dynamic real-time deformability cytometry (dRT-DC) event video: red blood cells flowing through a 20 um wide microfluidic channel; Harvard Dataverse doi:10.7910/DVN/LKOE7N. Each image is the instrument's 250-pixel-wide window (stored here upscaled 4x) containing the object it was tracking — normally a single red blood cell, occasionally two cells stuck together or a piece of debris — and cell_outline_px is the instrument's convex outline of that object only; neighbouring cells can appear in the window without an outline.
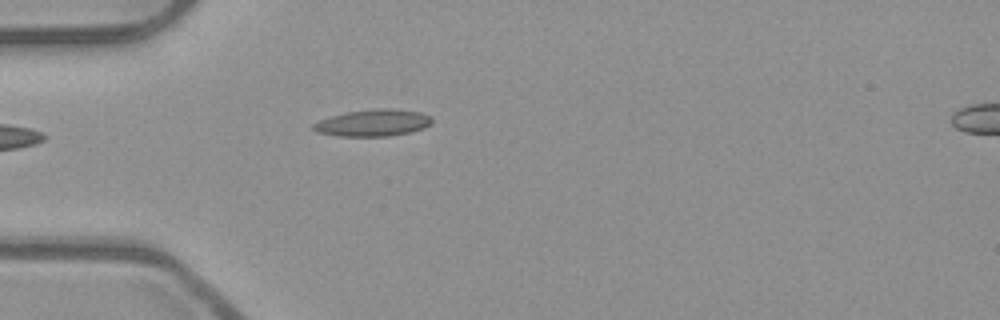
{"species": "common noctule bat (a hibernating species)", "species_latin": "Nyctalus noctula", "temperature_condition": "room temperature", "stored_images_in_passage": 8, "camera_frame_rate_fps": 3000, "um_per_image_px": 0.085, "animal": {"sex": "male", "body_mass_g": 23.1, "forearm_length_mm": 52.7}, "frame": {"image": 1, "passage_image": 1, "time_ms": 0.0, "image_size_px": [1000, 320], "cell_outline_px": [[432, 124], [424, 128], [408, 132], [388, 136], [340, 136], [316, 132], [312, 128], [312, 124], [320, 120], [332, 116], [348, 112], [384, 108], [420, 112], [428, 116], [432, 120]], "centroid_in_image_um": [31.69, 10.45], "position_along_channel_um": 53.3, "area_um2": 18.15}}
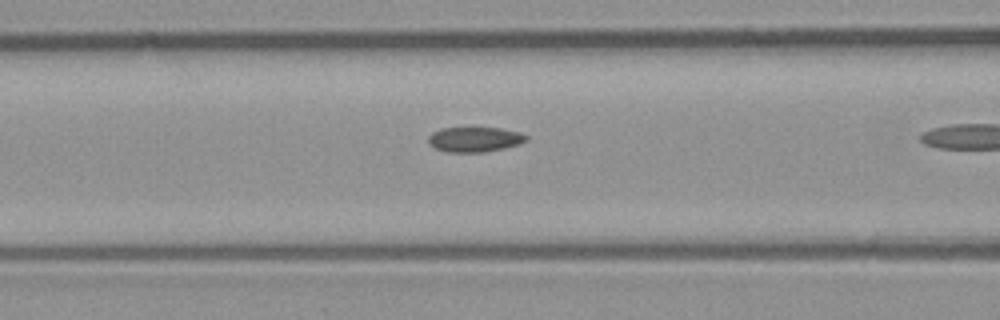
{"frame": {"image": 2, "passage_image": 4, "time_ms": 1.0, "image_size_px": [1000, 320], "cell_outline_px": [[528, 140], [520, 144], [504, 148], [484, 152], [448, 152], [436, 148], [428, 144], [428, 136], [432, 132], [440, 128], [500, 128], [520, 132], [528, 136]], "centroid_in_image_um": [40.35, 11.85], "position_along_channel_um": 126.2, "area_um2": 14.33}}
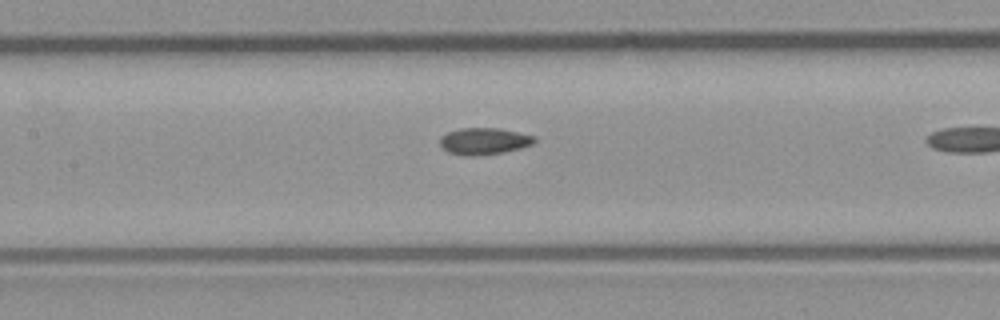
{"frame": {"image": 3, "passage_image": 7, "time_ms": 2.0, "image_size_px": [1000, 320], "cell_outline_px": [[536, 140], [532, 144], [520, 148], [504, 152], [472, 156], [464, 156], [448, 152], [440, 144], [440, 136], [448, 132], [460, 128], [500, 128], [536, 136]], "centroid_in_image_um": [41.14, 11.99], "position_along_channel_um": 166.3, "area_um2": 14.74}}